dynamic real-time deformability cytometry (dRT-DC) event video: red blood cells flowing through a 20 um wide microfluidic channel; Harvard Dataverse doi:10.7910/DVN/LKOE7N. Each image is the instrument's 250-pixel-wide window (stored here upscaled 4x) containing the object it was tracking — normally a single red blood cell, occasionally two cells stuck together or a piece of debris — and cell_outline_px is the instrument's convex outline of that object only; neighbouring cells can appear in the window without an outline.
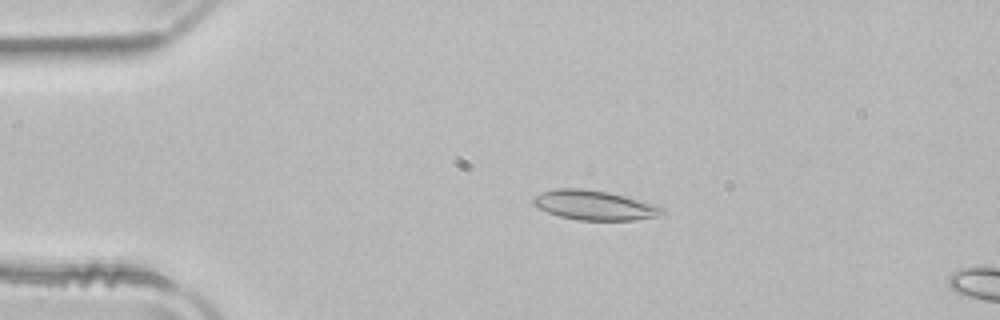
{"species": "common noctule bat (a hibernating species)", "species_latin": "Nyctalus noctula", "temperature_condition": "room temperature", "stored_images_in_passage": 8, "camera_frame_rate_fps": 3000, "um_per_image_px": 0.085, "animal": {"sex": "male", "body_mass_g": 21.5, "forearm_length_mm": 52.0}, "frame": {"image": 1, "passage_image": 4, "time_ms": 1.0, "image_size_px": [1000, 320], "cell_outline_px": [[664, 212], [656, 216], [632, 220], [576, 220], [560, 216], [548, 212], [532, 204], [532, 196], [540, 192], [556, 188], [584, 188], [608, 192], [656, 204], [664, 208]], "centroid_in_image_um": [50.48, 17.43], "position_along_channel_um": 34.5, "area_um2": 22.25}}